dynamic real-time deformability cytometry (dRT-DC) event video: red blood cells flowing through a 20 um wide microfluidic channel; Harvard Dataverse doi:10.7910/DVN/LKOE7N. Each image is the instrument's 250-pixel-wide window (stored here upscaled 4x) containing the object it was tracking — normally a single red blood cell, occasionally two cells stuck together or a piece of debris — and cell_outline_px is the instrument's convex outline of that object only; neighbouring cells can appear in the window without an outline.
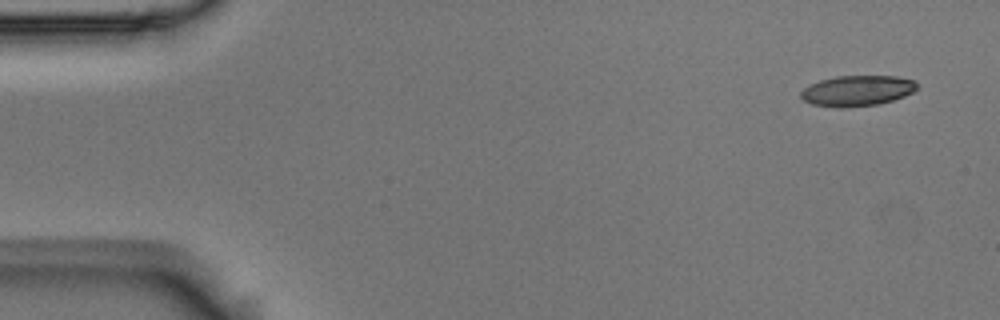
{"species": "Egyptian fruit bat (a non-hibernating species)", "species_latin": "Rousettus aegyptiacus", "temperature_condition": "room temperature", "stored_images_in_passage": 8, "camera_frame_rate_fps": 3000, "um_per_image_px": 0.085, "animal": {"sex": "male"}, "frame": {"image": 1, "passage_image": 1, "time_ms": 0.0, "image_size_px": [1000, 320], "cell_outline_px": [[920, 88], [904, 96], [880, 104], [844, 108], [836, 108], [812, 104], [804, 100], [800, 96], [800, 92], [804, 88], [820, 80], [836, 76], [896, 76], [916, 80]], "centroid_in_image_um": [72.89, 7.71], "position_along_channel_um": 12.1, "area_um2": 20.92}}
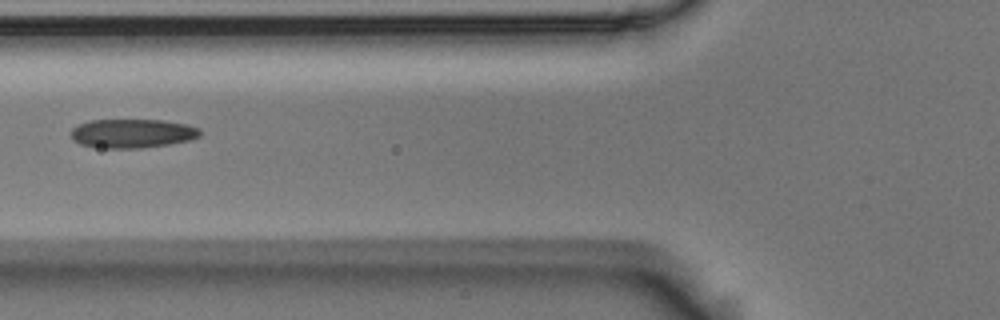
{"frame": {"image": 2, "passage_image": 6, "time_ms": 1.667, "image_size_px": [1000, 320], "cell_outline_px": [[200, 136], [188, 140], [168, 144], [140, 148], [100, 148], [80, 144], [72, 140], [72, 128], [80, 124], [92, 120], [164, 120], [188, 124], [200, 128]], "centroid_in_image_um": [11.26, 11.34], "position_along_channel_um": 114.5, "area_um2": 21.73}}
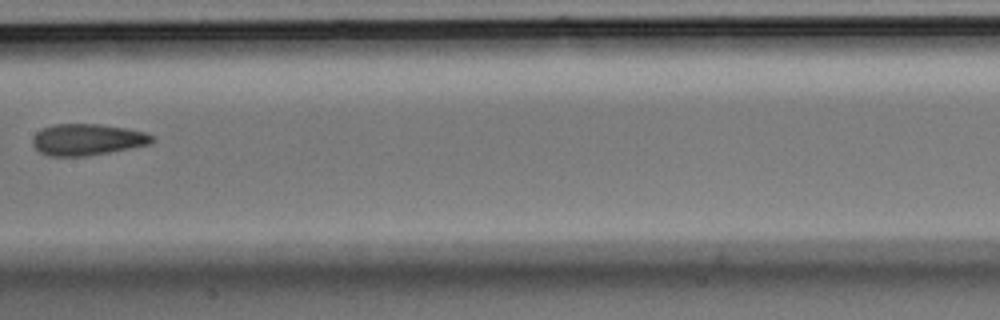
{"frame": {"image": 3, "passage_image": 8, "time_ms": 2.333, "image_size_px": [1000, 320], "cell_outline_px": [[156, 140], [148, 144], [88, 156], [48, 156], [40, 152], [32, 144], [32, 136], [36, 132], [44, 128], [56, 124], [100, 124], [128, 128], [144, 132], [152, 136]], "centroid_in_image_um": [7.39, 11.86], "position_along_channel_um": 200.0, "area_um2": 21.79}}